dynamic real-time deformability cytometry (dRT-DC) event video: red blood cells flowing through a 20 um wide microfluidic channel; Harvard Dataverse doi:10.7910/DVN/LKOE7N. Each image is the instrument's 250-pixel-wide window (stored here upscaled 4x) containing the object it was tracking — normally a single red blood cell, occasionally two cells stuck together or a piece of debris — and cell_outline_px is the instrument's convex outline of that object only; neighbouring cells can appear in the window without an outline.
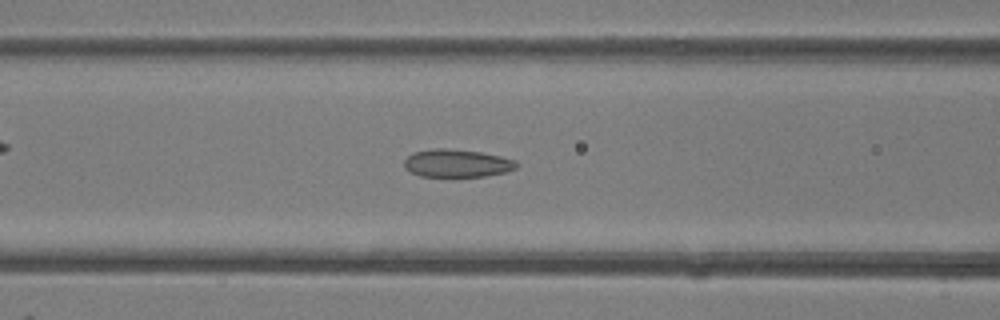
{"species": "common noctule bat (a hibernating species)", "species_latin": "Nyctalus noctula", "temperature_condition": "room temperature", "stored_images_in_passage": 40, "camera_frame_rate_fps": 3000, "um_per_image_px": 0.085, "animal": {"sex": "female"}, "frame": {"image": 1, "passage_image": 16, "time_ms": 5.0, "image_size_px": [1000, 320], "cell_outline_px": [[516, 168], [504, 172], [484, 176], [420, 176], [404, 168], [404, 160], [412, 152], [432, 148], [448, 148], [480, 152], [500, 156], [516, 160]], "centroid_in_image_um": [38.8, 13.86], "position_along_channel_um": 127.8, "area_um2": 18.15}}
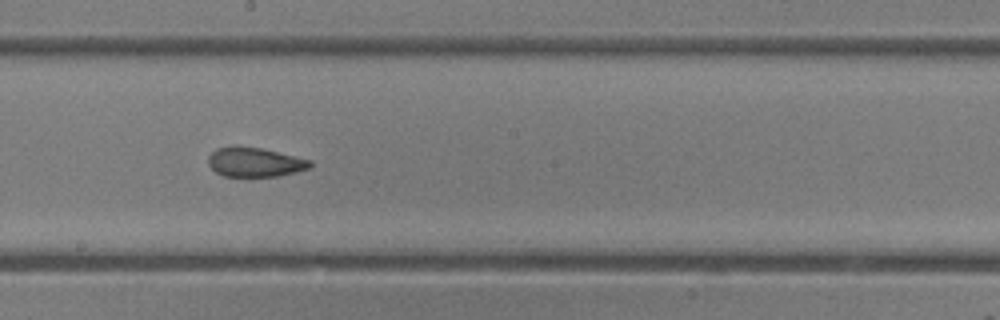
{"frame": {"image": 2, "passage_image": 22, "time_ms": 7.0, "image_size_px": [1000, 320], "cell_outline_px": [[312, 164], [308, 168], [296, 172], [276, 176], [224, 176], [216, 172], [208, 164], [208, 156], [216, 148], [236, 144], [260, 148], [312, 160]], "centroid_in_image_um": [21.62, 13.76], "position_along_channel_um": 226.6, "area_um2": 17.51}}
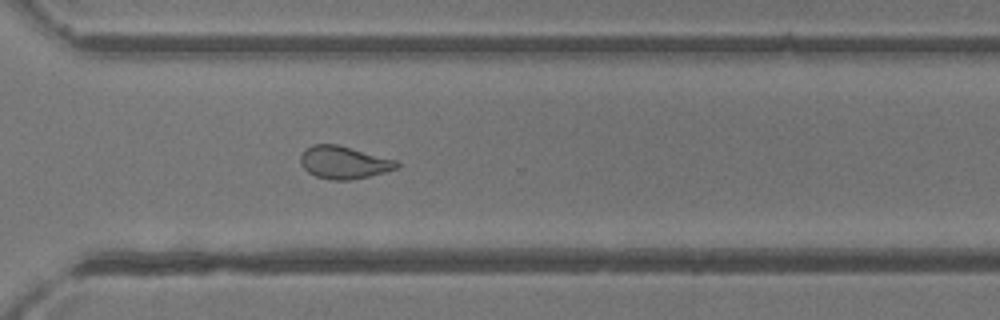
{"frame": {"image": 3, "passage_image": 29, "time_ms": 9.333, "image_size_px": [1000, 320], "cell_outline_px": [[400, 168], [368, 176], [348, 180], [332, 180], [316, 176], [308, 172], [300, 164], [300, 156], [312, 144], [336, 144], [396, 160], [400, 164]], "centroid_in_image_um": [29.23, 13.81], "position_along_channel_um": 341.4, "area_um2": 18.09}}